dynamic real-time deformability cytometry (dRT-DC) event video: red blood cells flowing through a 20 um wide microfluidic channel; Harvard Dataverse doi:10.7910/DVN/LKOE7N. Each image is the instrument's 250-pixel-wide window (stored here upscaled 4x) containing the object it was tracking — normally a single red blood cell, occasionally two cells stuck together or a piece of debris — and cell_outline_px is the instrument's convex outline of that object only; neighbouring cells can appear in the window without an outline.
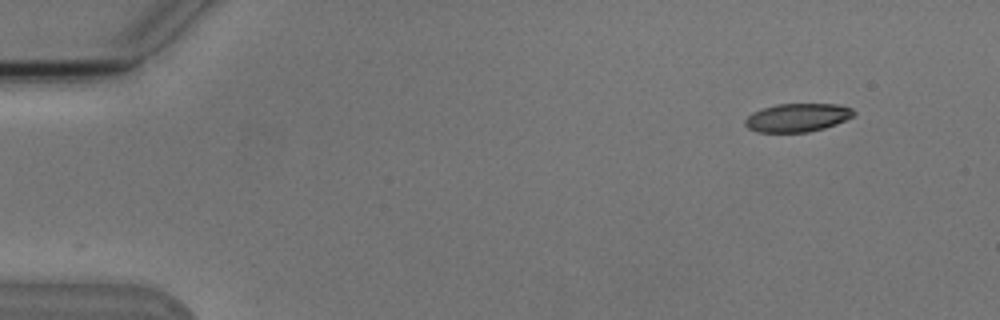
{"species": "Egyptian fruit bat (a non-hibernating species)", "species_latin": "Rousettus aegyptiacus", "temperature_condition": "cold", "stored_images_in_passage": 2, "camera_frame_rate_fps": 3000, "um_per_image_px": 0.085, "animal": {"sex": "male"}, "frame": {"image": 1, "passage_image": 2, "time_ms": 1.0, "image_size_px": [1000, 320], "cell_outline_px": [[856, 112], [852, 116], [836, 124], [824, 128], [808, 132], [760, 132], [748, 128], [744, 124], [744, 120], [752, 112], [776, 104], [840, 104], [852, 108]], "centroid_in_image_um": [67.78, 9.99], "position_along_channel_um": 17.2, "area_um2": 17.92}}